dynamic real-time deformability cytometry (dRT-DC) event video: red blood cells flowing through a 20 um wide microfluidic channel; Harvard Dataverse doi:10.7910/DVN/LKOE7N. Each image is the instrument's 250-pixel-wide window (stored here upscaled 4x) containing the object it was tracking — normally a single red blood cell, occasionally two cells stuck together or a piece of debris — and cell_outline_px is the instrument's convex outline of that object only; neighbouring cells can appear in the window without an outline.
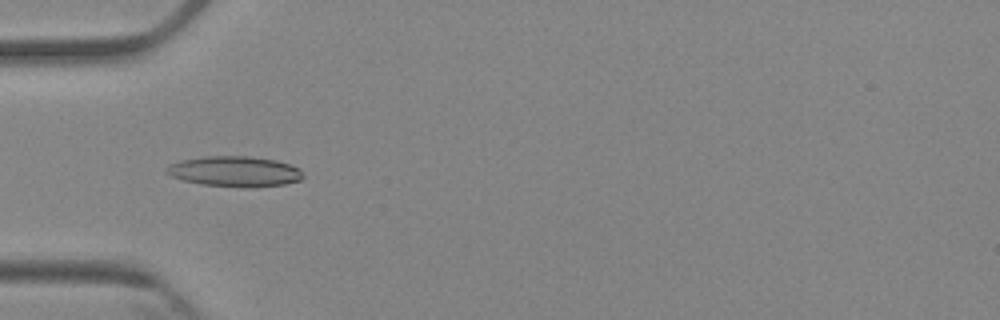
{"species": "Egyptian fruit bat (a non-hibernating species)", "species_latin": "Rousettus aegyptiacus", "temperature_condition": "cold", "stored_images_in_passage": 7, "camera_frame_rate_fps": 3000, "um_per_image_px": 0.085, "animal": {"sex": "female"}, "frame": {"image": 1, "passage_image": 4, "time_ms": 3.667, "image_size_px": [1000, 320], "cell_outline_px": [[304, 176], [300, 180], [284, 184], [252, 188], [200, 184], [184, 180], [172, 176], [164, 172], [164, 168], [168, 164], [180, 160], [204, 156], [248, 156], [276, 160], [300, 168]], "centroid_in_image_um": [19.93, 14.57], "position_along_channel_um": 65.1, "area_um2": 24.39}}
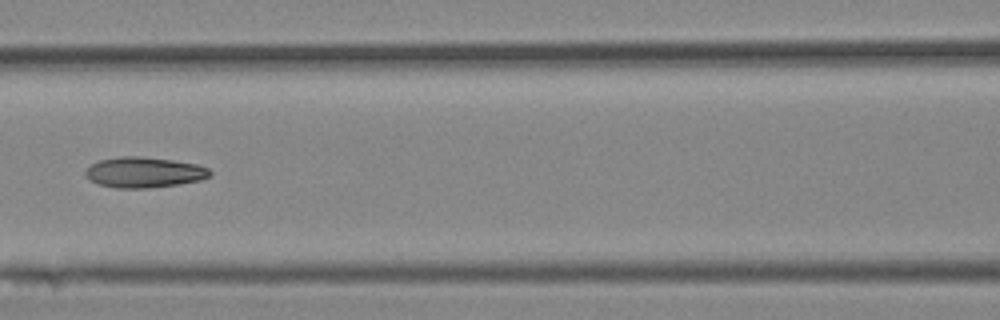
{"frame": {"image": 2, "passage_image": 6, "time_ms": 6.0, "image_size_px": [1000, 320], "cell_outline_px": [[212, 176], [200, 180], [176, 184], [148, 188], [116, 188], [96, 184], [88, 180], [84, 176], [84, 172], [92, 164], [100, 160], [120, 156], [140, 156], [172, 160], [196, 164], [208, 168], [212, 172]], "centroid_in_image_um": [12.21, 14.65], "position_along_channel_um": 154.4, "area_um2": 22.25}}
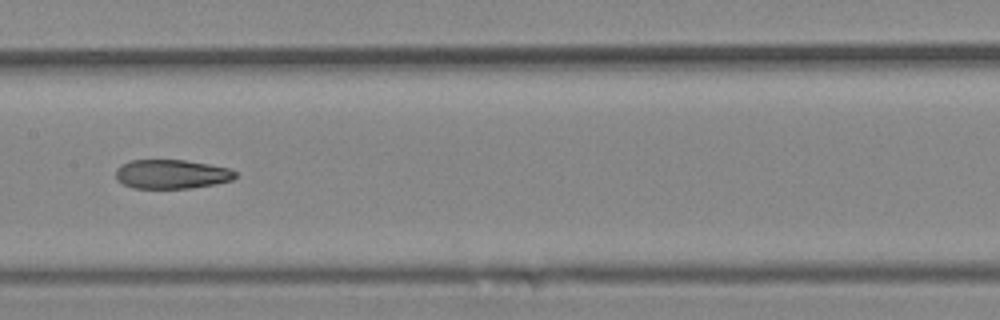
{"frame": {"image": 3, "passage_image": 7, "time_ms": 7.0, "image_size_px": [1000, 320], "cell_outline_px": [[236, 176], [232, 180], [216, 184], [192, 188], [132, 188], [116, 180], [116, 168], [120, 164], [132, 160], [184, 160], [208, 164], [228, 168], [236, 172]], "centroid_in_image_um": [14.56, 14.8], "position_along_channel_um": 192.8, "area_um2": 20.35}}